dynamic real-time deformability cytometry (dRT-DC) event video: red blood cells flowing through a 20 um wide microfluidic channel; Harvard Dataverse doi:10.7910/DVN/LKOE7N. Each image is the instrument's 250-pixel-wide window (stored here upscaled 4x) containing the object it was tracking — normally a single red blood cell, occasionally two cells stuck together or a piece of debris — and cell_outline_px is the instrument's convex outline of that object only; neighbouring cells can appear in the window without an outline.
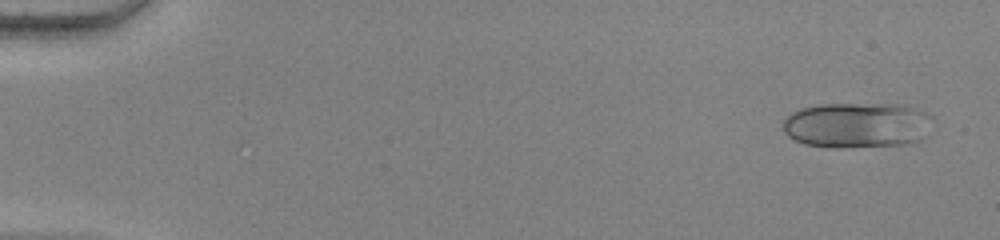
{"species": "human", "species_latin": "Homo sapiens", "temperature_condition": "warm", "stored_images_in_passage": 54, "camera_frame_rate_fps": 3000, "um_per_image_px": 0.085, "donor": {"sex": "female"}, "frame": {"image": 1, "passage_image": 3, "time_ms": 0.667, "image_size_px": [1000, 240], "cell_outline_px": [[932, 116], [920, 140], [904, 144], [844, 148], [828, 148], [804, 144], [788, 136], [784, 132], [784, 120], [792, 112], [800, 108], [820, 104], [900, 104], [916, 108]], "centroid_in_image_um": [72.79, 10.64], "position_along_channel_um": 12.2, "area_um2": 39.59}}
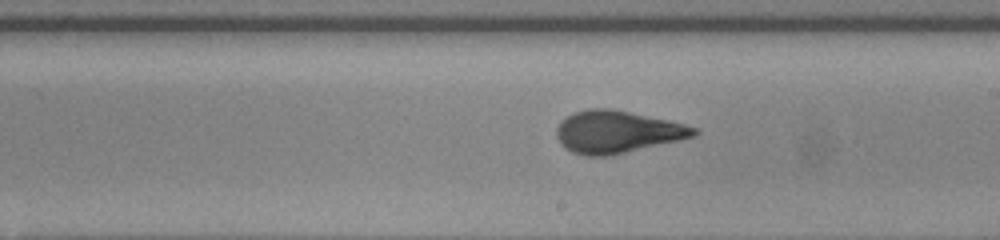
{"frame": {"image": 2, "passage_image": 32, "time_ms": 10.333, "image_size_px": [1000, 240], "cell_outline_px": [[700, 132], [696, 136], [680, 140], [608, 156], [588, 156], [572, 152], [556, 136], [556, 128], [572, 112], [588, 108], [612, 108], [668, 120], [700, 128]], "centroid_in_image_um": [52.51, 11.19], "position_along_channel_um": 236.5, "area_um2": 33.7}}
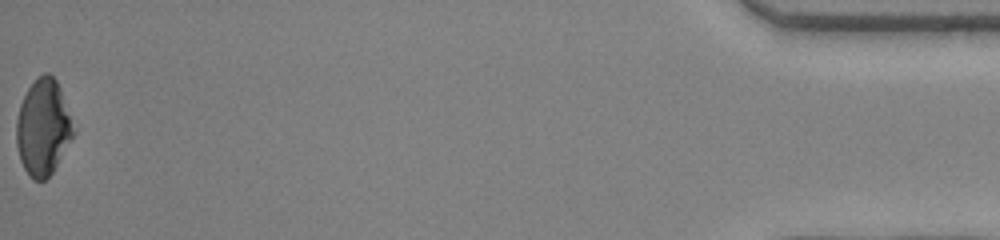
{"frame": {"image": 3, "passage_image": 54, "time_ms": 17.667, "image_size_px": [1000, 240], "cell_outline_px": [[76, 132], [52, 172], [44, 180], [32, 180], [24, 168], [20, 160], [16, 144], [16, 120], [20, 104], [28, 88], [36, 76], [44, 72], [48, 72], [56, 80], [60, 88]], "centroid_in_image_um": [3.65, 10.81], "position_along_channel_um": 431.6, "area_um2": 31.91}, "authors_computed_cell_mechanics": {"area_um2": 33.5818, "velocity_mm_per_s": 3.8849, "shape_relaxation_time_tau1_ms": 7.6698, "shape_relaxation_time_tau2_ms": null, "deformation_change_tau1": 0.235, "deformation_change_tau2": null}}